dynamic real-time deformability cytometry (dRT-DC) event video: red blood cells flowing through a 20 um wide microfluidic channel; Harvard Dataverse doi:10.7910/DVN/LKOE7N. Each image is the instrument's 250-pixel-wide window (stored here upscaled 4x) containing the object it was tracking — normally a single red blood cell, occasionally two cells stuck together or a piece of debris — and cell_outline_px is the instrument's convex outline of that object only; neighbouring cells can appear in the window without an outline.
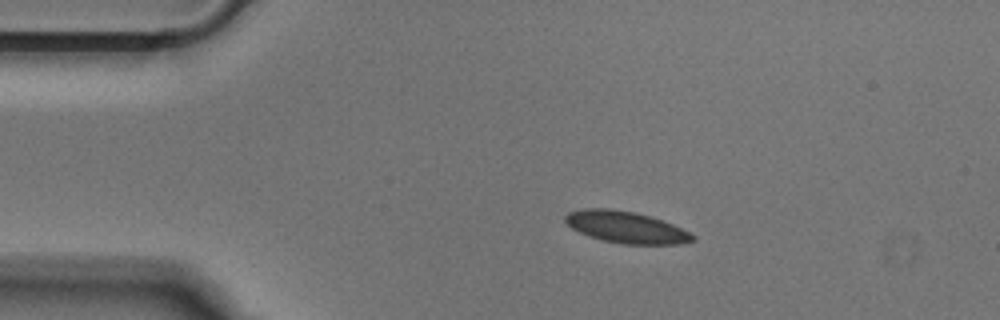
{"species": "Egyptian fruit bat (a non-hibernating species)", "species_latin": "Rousettus aegyptiacus", "temperature_condition": "cold", "stored_images_in_passage": 43, "camera_frame_rate_fps": 3000, "um_per_image_px": 0.085, "animal": {"sex": "male"}, "frame": {"image": 1, "passage_image": 1, "time_ms": 0.0, "image_size_px": [1000, 320], "cell_outline_px": [[696, 240], [680, 244], [624, 244], [604, 240], [588, 236], [572, 228], [564, 220], [564, 216], [568, 212], [584, 208], [608, 208], [632, 212], [652, 216], [664, 220], [696, 236]], "centroid_in_image_um": [53.22, 19.31], "position_along_channel_um": 31.8, "area_um2": 23.47}}
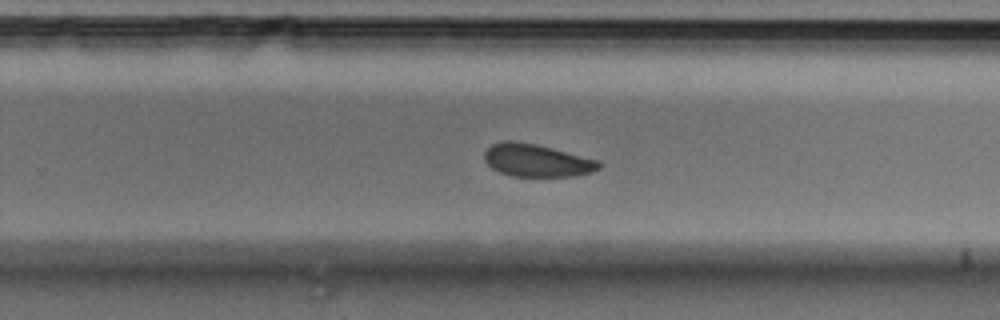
{"frame": {"image": 2, "passage_image": 24, "time_ms": 7.667, "image_size_px": [1000, 320], "cell_outline_px": [[600, 168], [592, 172], [576, 176], [512, 176], [500, 172], [492, 168], [484, 160], [484, 152], [492, 144], [504, 140], [512, 140], [536, 144], [552, 148], [596, 160], [600, 164]], "centroid_in_image_um": [45.58, 13.63], "position_along_channel_um": 284.2, "area_um2": 21.62}}
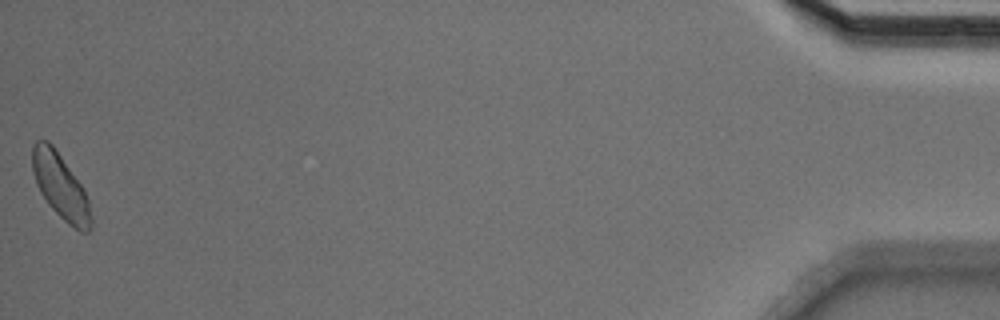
{"frame": {"image": 3, "passage_image": 43, "time_ms": 14.0, "image_size_px": [1000, 320], "cell_outline_px": [[92, 228], [88, 232], [80, 232], [68, 224], [48, 204], [40, 192], [36, 184], [32, 172], [32, 144], [36, 140], [48, 140], [52, 144], [84, 188], [88, 200], [92, 216]], "centroid_in_image_um": [5.14, 15.85], "position_along_channel_um": 430.1, "area_um2": 22.43}}